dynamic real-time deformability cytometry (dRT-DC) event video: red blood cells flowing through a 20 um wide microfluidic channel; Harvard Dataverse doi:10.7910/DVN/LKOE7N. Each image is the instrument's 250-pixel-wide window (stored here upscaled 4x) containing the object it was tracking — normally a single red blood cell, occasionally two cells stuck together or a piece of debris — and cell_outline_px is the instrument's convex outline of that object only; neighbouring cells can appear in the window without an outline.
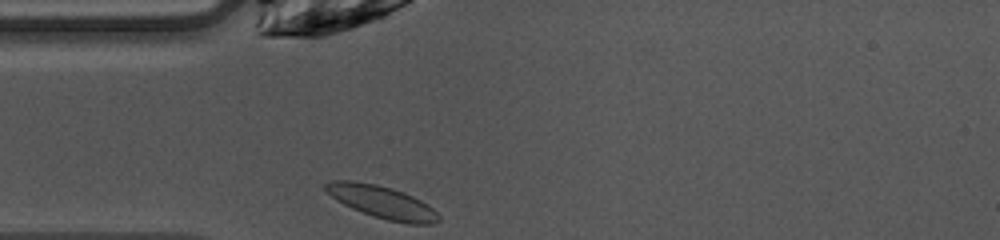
{"species": "common noctule bat (a hibernating species)", "species_latin": "Nyctalus noctula", "temperature_condition": "warm", "stored_images_in_passage": 27, "camera_frame_rate_fps": 3000, "um_per_image_px": 0.085, "animal": {"sex": "female", "body_mass_g": 10.0, "forearm_length_mm": 53.1}, "frame": {"image": 1, "passage_image": 1, "time_ms": 0.0, "image_size_px": [1000, 240], "cell_outline_px": [[440, 220], [432, 224], [408, 224], [388, 220], [352, 208], [336, 200], [324, 188], [324, 184], [332, 180], [352, 180], [376, 184], [392, 188], [412, 196], [428, 204], [440, 216]], "centroid_in_image_um": [32.48, 17.17], "position_along_channel_um": 52.5, "area_um2": 21.15}}
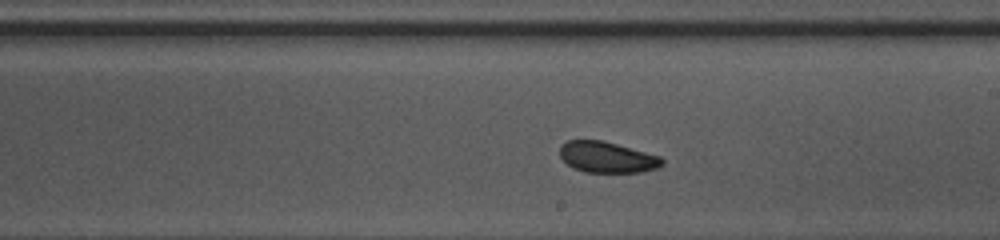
{"frame": {"image": 2, "passage_image": 15, "time_ms": 4.667, "image_size_px": [1000, 240], "cell_outline_px": [[664, 164], [656, 168], [640, 172], [584, 172], [572, 168], [560, 156], [560, 144], [568, 140], [604, 140], [660, 156], [664, 160]], "centroid_in_image_um": [51.59, 13.35], "position_along_channel_um": 237.4, "area_um2": 18.55}}
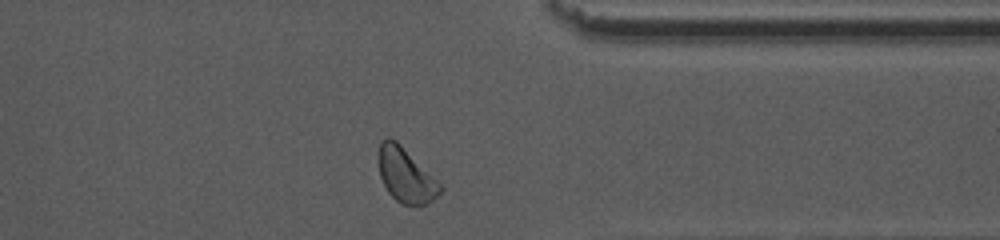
{"frame": {"image": 3, "passage_image": 26, "time_ms": 8.333, "image_size_px": [1000, 240], "cell_outline_px": [[444, 188], [432, 200], [420, 208], [400, 204], [388, 192], [380, 176], [376, 156], [380, 144], [388, 136], [396, 140], [444, 184]], "centroid_in_image_um": [34.52, 14.91], "position_along_channel_um": 376.9, "area_um2": 20.29}, "authors_computed_cell_mechanics": {"area_um2": 19.2474, "velocity_mm_per_s": 4.023, "shape_relaxation_time_tau1_ms": 1.5483, "shape_relaxation_time_tau2_ms": 10.4217, "deformation_change_tau1": 0.0665, "deformation_change_tau2": 0.1698}}